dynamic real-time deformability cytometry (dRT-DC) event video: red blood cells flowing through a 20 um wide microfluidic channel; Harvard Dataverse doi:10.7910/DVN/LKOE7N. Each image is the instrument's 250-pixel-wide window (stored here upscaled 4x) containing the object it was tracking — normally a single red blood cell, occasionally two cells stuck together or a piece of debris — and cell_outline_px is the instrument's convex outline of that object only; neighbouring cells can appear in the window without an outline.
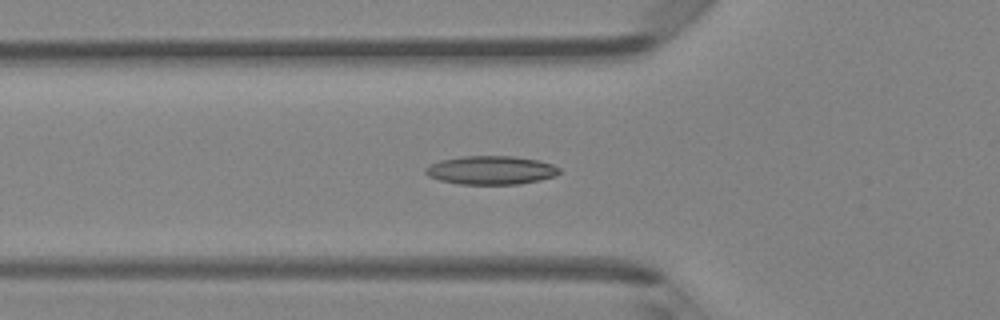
{"species": "Egyptian fruit bat (a non-hibernating species)", "species_latin": "Rousettus aegyptiacus", "temperature_condition": "room temperature", "stored_images_in_passage": 49, "camera_frame_rate_fps": 3000, "um_per_image_px": 0.085, "animal": {"sex": "female"}, "frame": {"image": 1, "passage_image": 17, "time_ms": 5.333, "image_size_px": [1000, 320], "cell_outline_px": [[560, 172], [556, 176], [540, 180], [516, 184], [460, 184], [440, 180], [428, 176], [424, 172], [424, 168], [428, 164], [440, 160], [460, 156], [516, 156], [540, 160], [552, 164], [560, 168]], "centroid_in_image_um": [41.72, 14.45], "position_along_channel_um": 84.1, "area_um2": 22.54}}
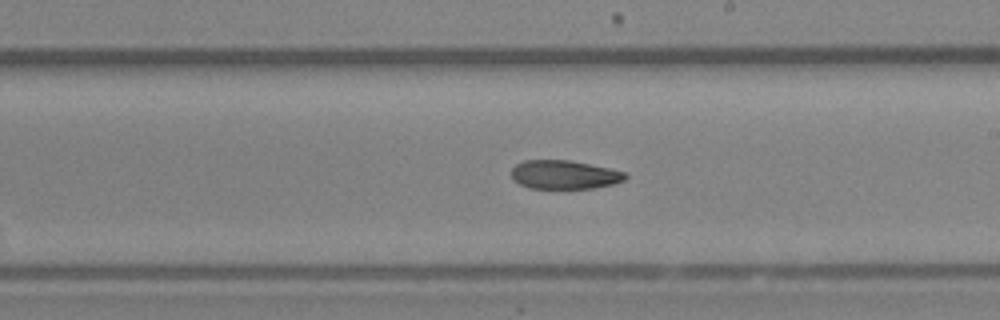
{"frame": {"image": 2, "passage_image": 28, "time_ms": 9.0, "image_size_px": [1000, 320], "cell_outline_px": [[628, 176], [624, 180], [612, 184], [592, 188], [528, 188], [512, 180], [512, 168], [516, 164], [524, 160], [572, 160], [608, 168], [624, 172]], "centroid_in_image_um": [47.93, 14.84], "position_along_channel_um": 241.1, "area_um2": 19.02}}
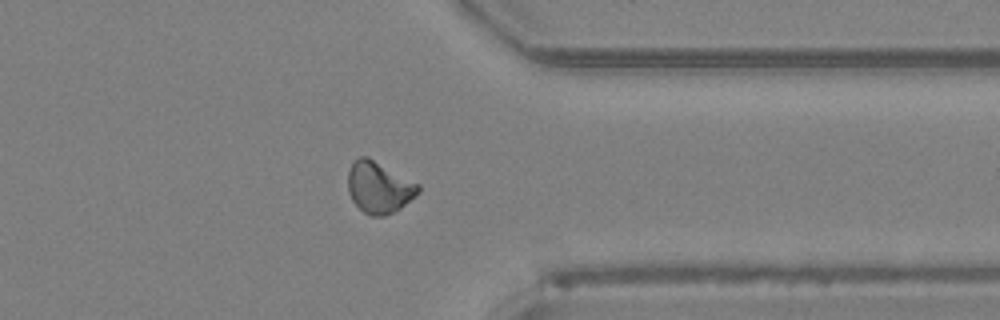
{"frame": {"image": 3, "passage_image": 38, "time_ms": 12.333, "image_size_px": [1000, 320], "cell_outline_px": [[420, 192], [416, 196], [400, 208], [384, 216], [372, 216], [364, 212], [352, 200], [348, 192], [348, 172], [352, 164], [360, 156], [368, 156], [420, 184]], "centroid_in_image_um": [32.23, 15.92], "position_along_channel_um": 379.2, "area_um2": 21.1}}